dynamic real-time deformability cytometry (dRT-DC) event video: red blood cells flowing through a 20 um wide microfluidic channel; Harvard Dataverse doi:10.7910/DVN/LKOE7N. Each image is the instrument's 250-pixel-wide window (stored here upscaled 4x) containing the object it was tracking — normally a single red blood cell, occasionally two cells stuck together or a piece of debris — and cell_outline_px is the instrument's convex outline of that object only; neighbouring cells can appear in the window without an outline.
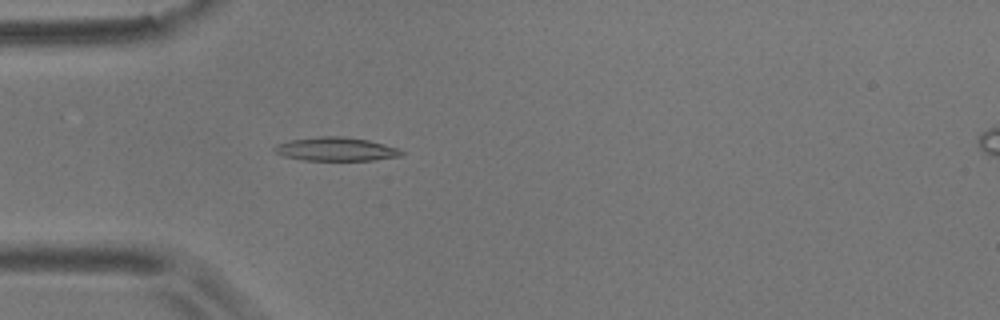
{"species": "common noctule bat (a hibernating species)", "species_latin": "Nyctalus noctula", "temperature_condition": "room temperature", "stored_images_in_passage": 4, "camera_frame_rate_fps": 3000, "um_per_image_px": 0.085, "animal": {"sex": "male", "body_mass_g": 17.9}, "frame": {"image": 1, "passage_image": 3, "time_ms": 0.667, "image_size_px": [1000, 320], "cell_outline_px": [[404, 152], [400, 156], [372, 160], [304, 160], [284, 156], [276, 152], [272, 148], [276, 144], [288, 140], [320, 136], [344, 136], [368, 140], [384, 144], [396, 148]], "centroid_in_image_um": [28.51, 12.67], "position_along_channel_um": 56.5, "area_um2": 17.4}}